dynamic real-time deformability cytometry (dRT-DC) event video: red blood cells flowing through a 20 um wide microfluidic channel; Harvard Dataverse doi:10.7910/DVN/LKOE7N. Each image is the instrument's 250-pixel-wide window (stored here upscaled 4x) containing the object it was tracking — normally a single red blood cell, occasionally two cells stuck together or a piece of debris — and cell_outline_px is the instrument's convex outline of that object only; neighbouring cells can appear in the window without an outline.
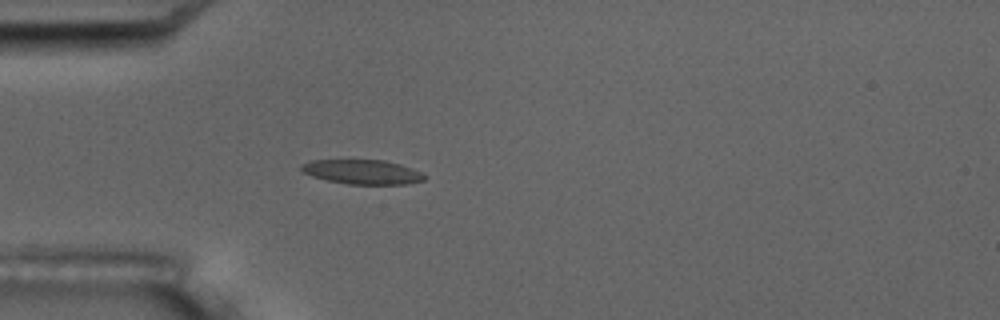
{"species": "common noctule bat (a hibernating species)", "species_latin": "Nyctalus noctula", "temperature_condition": "room temperature", "stored_images_in_passage": 5, "camera_frame_rate_fps": 3000, "um_per_image_px": 0.085, "animal": {"sex": "male", "body_mass_g": 17.5, "forearm_length_mm": 52.3}, "frame": {"image": 1, "passage_image": 5, "time_ms": 4.667, "image_size_px": [1000, 320], "cell_outline_px": [[428, 176], [424, 180], [408, 184], [348, 184], [328, 180], [312, 176], [304, 172], [300, 168], [300, 164], [312, 160], [384, 160], [400, 164], [412, 168]], "centroid_in_image_um": [30.82, 14.61], "position_along_channel_um": 54.2, "area_um2": 17.51}}